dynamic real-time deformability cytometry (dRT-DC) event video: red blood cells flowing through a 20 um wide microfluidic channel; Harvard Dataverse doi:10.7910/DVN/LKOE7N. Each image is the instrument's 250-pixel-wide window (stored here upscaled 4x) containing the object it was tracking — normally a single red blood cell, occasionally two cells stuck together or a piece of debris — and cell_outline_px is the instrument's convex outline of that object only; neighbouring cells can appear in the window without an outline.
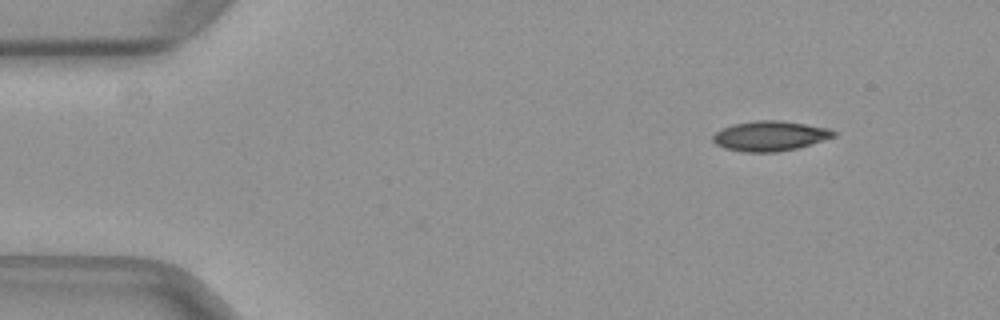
{"species": "common noctule bat (a hibernating species)", "species_latin": "Nyctalus noctula", "temperature_condition": "warm", "stored_images_in_passage": 36, "camera_frame_rate_fps": 3000, "um_per_image_px": 0.085, "animal": {"sex": "female", "body_mass_g": 29.2, "forearm_length_mm": 56.3}, "frame": {"image": 1, "passage_image": 1, "time_ms": 0.0, "image_size_px": [1000, 320], "cell_outline_px": [[836, 136], [796, 148], [776, 152], [744, 152], [724, 148], [716, 144], [712, 140], [712, 136], [716, 132], [732, 124], [756, 120], [780, 120], [828, 128], [836, 132]], "centroid_in_image_um": [65.42, 11.55], "position_along_channel_um": 19.6, "area_um2": 20.92}}
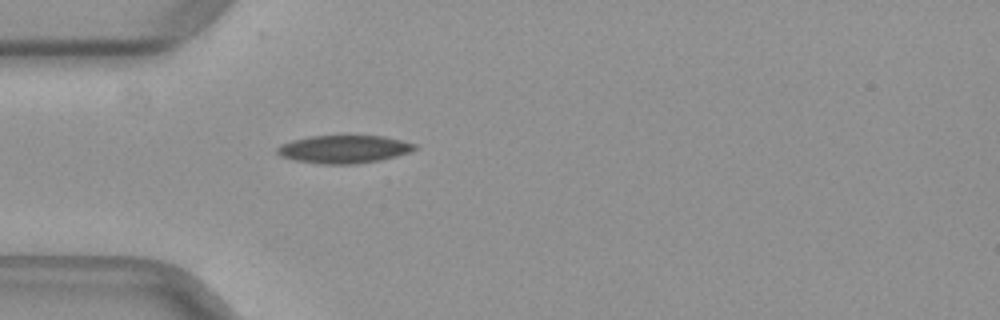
{"frame": {"image": 2, "passage_image": 10, "time_ms": 3.0, "image_size_px": [1000, 320], "cell_outline_px": [[416, 148], [408, 152], [396, 156], [380, 160], [356, 164], [320, 164], [296, 160], [280, 156], [276, 152], [276, 148], [280, 144], [292, 140], [308, 136], [344, 132], [384, 136], [416, 144]], "centroid_in_image_um": [29.19, 12.62], "position_along_channel_um": 55.8, "area_um2": 23.41}}